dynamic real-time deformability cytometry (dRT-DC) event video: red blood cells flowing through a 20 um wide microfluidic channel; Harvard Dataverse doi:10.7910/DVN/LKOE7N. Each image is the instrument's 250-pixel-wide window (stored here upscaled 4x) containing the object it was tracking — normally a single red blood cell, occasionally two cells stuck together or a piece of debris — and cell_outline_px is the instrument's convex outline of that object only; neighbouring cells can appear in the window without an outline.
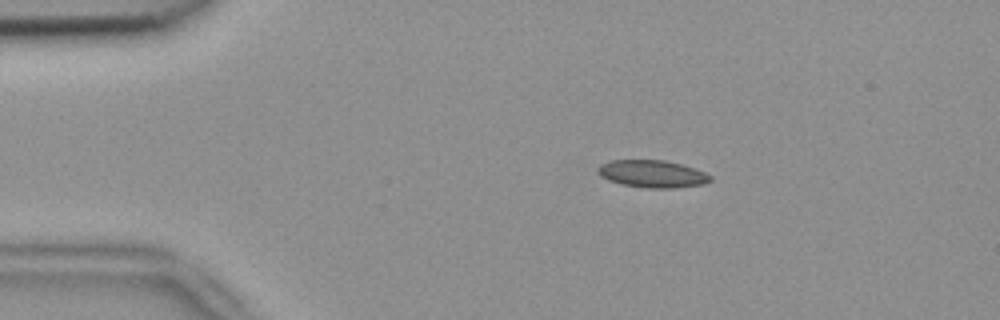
{"species": "common noctule bat (a hibernating species)", "species_latin": "Nyctalus noctula", "temperature_condition": "room temperature", "stored_images_in_passage": 47, "camera_frame_rate_fps": 3000, "um_per_image_px": 0.085, "animal": {"sex": "female", "body_mass_g": 18.4}, "frame": {"image": 1, "passage_image": 3, "time_ms": 0.667, "image_size_px": [1000, 320], "cell_outline_px": [[712, 180], [704, 184], [676, 188], [644, 188], [620, 184], [608, 180], [600, 176], [596, 172], [596, 168], [600, 164], [608, 160], [664, 160], [680, 164], [704, 172], [712, 176]], "centroid_in_image_um": [55.39, 14.78], "position_along_channel_um": 29.6, "area_um2": 18.15}}
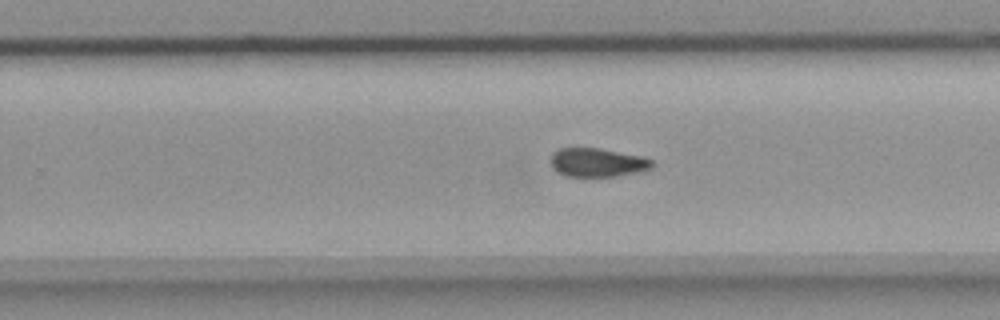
{"frame": {"image": 2, "passage_image": 27, "time_ms": 8.667, "image_size_px": [1000, 320], "cell_outline_px": [[656, 164], [652, 168], [636, 172], [616, 176], [564, 176], [556, 172], [552, 168], [548, 160], [552, 152], [560, 148], [600, 148], [644, 156], [652, 160]], "centroid_in_image_um": [50.75, 13.8], "position_along_channel_um": 279.1, "area_um2": 17.34}}
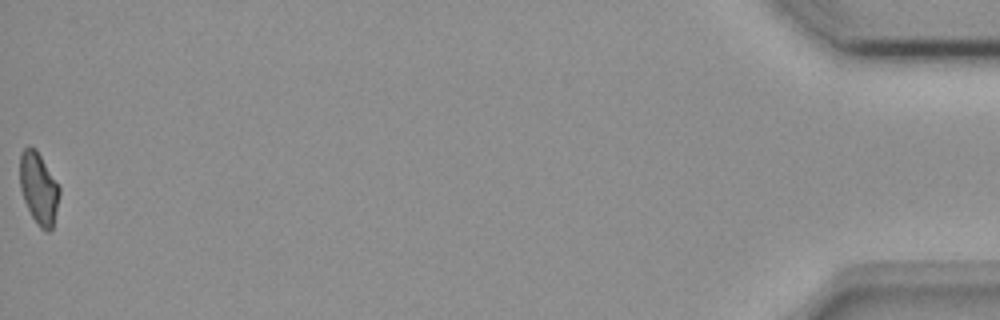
{"frame": {"image": 3, "passage_image": 47, "time_ms": 15.333, "image_size_px": [1000, 320], "cell_outline_px": [[60, 192], [52, 228], [48, 232], [44, 232], [40, 228], [32, 216], [24, 200], [20, 188], [20, 152], [28, 144], [36, 148], [60, 188]], "centroid_in_image_um": [3.27, 15.98], "position_along_channel_um": 431.9, "area_um2": 16.47}, "authors_computed_cell_mechanics": {"area_um2": 17.6868, "velocity_mm_per_s": 3.7893, "shape_relaxation_time_tau1_ms": null, "shape_relaxation_time_tau2_ms": 4.7631, "deformation_change_tau1": null, "deformation_change_tau2": 0.0918}}